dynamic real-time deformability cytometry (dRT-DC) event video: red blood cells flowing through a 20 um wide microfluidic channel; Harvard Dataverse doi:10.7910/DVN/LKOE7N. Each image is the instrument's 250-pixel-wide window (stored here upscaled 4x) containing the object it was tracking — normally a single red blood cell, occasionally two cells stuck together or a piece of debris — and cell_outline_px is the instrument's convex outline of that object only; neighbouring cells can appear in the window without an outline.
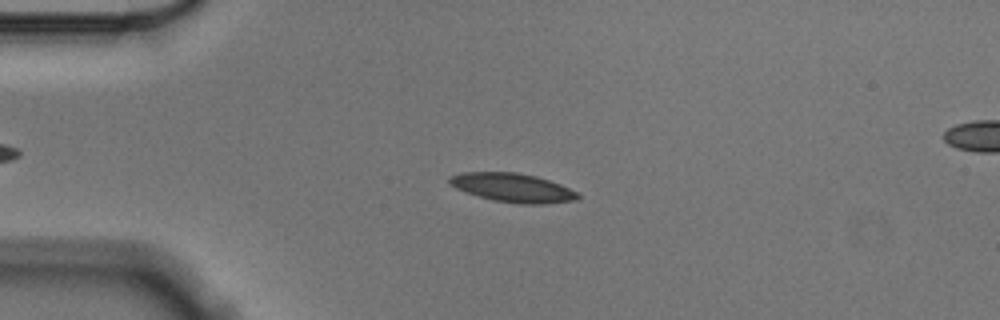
{"species": "Egyptian fruit bat (a non-hibernating species)", "species_latin": "Rousettus aegyptiacus", "temperature_condition": "cold", "stored_images_in_passage": 56, "camera_frame_rate_fps": 3000, "um_per_image_px": 0.085, "animal": {"sex": "male"}, "frame": {"image": 1, "passage_image": 13, "time_ms": 4.0, "image_size_px": [1000, 320], "cell_outline_px": [[580, 196], [576, 200], [544, 204], [520, 204], [492, 200], [456, 188], [448, 184], [448, 176], [460, 172], [516, 172], [536, 176], [560, 184], [576, 192]], "centroid_in_image_um": [43.54, 15.95], "position_along_channel_um": 41.5, "area_um2": 21.5}}
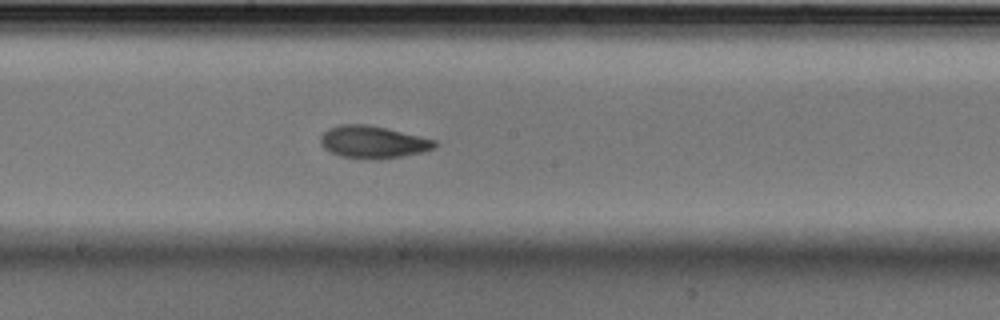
{"frame": {"image": 2, "passage_image": 30, "time_ms": 9.667, "image_size_px": [1000, 320], "cell_outline_px": [[436, 148], [424, 152], [380, 160], [368, 160], [340, 156], [324, 148], [320, 144], [320, 136], [328, 128], [340, 124], [368, 124], [436, 140]], "centroid_in_image_um": [31.69, 12.09], "position_along_channel_um": 216.5, "area_um2": 21.73}}
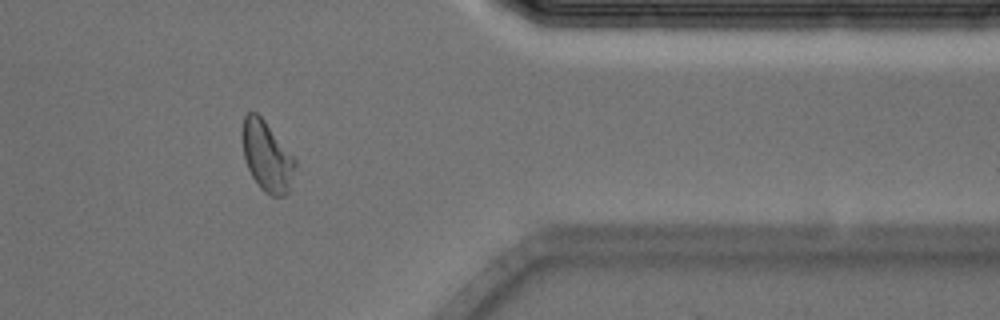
{"frame": {"image": 3, "passage_image": 46, "time_ms": 15.0, "image_size_px": [1000, 320], "cell_outline_px": [[296, 164], [288, 192], [284, 196], [272, 196], [264, 192], [260, 188], [252, 176], [248, 168], [244, 156], [240, 136], [240, 132], [244, 116], [248, 112], [256, 112], [264, 120], [296, 160]], "centroid_in_image_um": [22.65, 13.27], "position_along_channel_um": 388.8, "area_um2": 21.56}, "authors_computed_cell_mechanics": {"area_um2": 21.1837, "velocity_mm_per_s": 3.5382, "shape_relaxation_time_tau1_ms": 4.9696, "shape_relaxation_time_tau2_ms": 2.484, "deformation_change_tau1": 0.1535, "deformation_change_tau2": 0.0808}}